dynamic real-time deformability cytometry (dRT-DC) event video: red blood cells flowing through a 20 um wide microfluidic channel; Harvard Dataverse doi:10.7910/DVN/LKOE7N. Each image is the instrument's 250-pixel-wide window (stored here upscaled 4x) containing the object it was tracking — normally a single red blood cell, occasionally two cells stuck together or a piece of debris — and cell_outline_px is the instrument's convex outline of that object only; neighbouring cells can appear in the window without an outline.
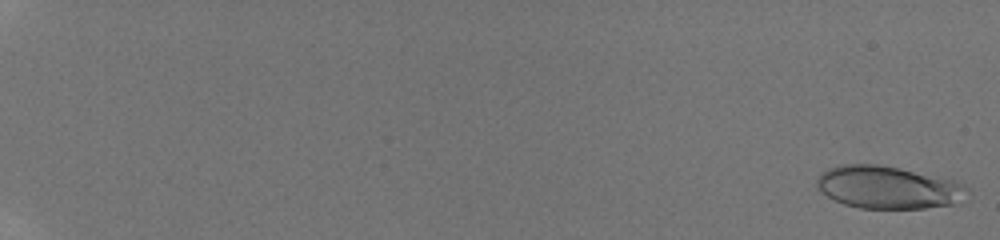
{"species": "human", "species_latin": "Homo sapiens", "temperature_condition": "room temperature", "stored_images_in_passage": 35, "camera_frame_rate_fps": 3000, "um_per_image_px": 0.085, "donor": {"sex": "male"}, "frame": {"image": 1, "passage_image": 1, "time_ms": 0.0, "image_size_px": [1000, 240], "cell_outline_px": [[968, 188], [952, 204], [924, 208], [860, 208], [844, 204], [828, 196], [816, 184], [816, 176], [820, 172], [836, 164], [880, 164], [900, 168], [956, 180], [964, 184]], "centroid_in_image_um": [75.41, 15.89], "position_along_channel_um": 9.6, "area_um2": 37.05}}
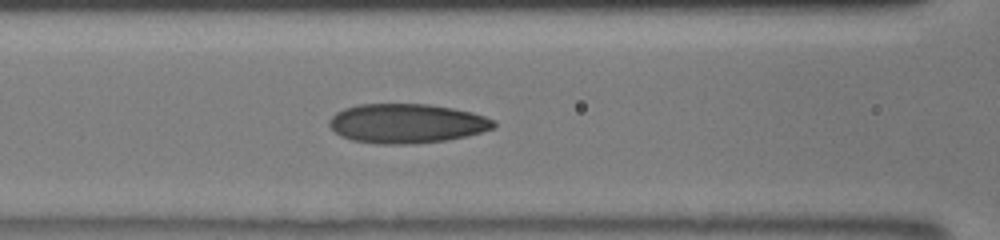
{"frame": {"image": 2, "passage_image": 19, "time_ms": 8.667, "image_size_px": [1000, 240], "cell_outline_px": [[496, 128], [468, 136], [444, 140], [412, 144], [376, 144], [352, 140], [340, 136], [328, 124], [328, 120], [336, 112], [344, 108], [360, 104], [428, 104], [452, 108], [472, 112], [496, 120]], "centroid_in_image_um": [34.58, 10.49], "position_along_channel_um": 132.0, "area_um2": 37.97}}
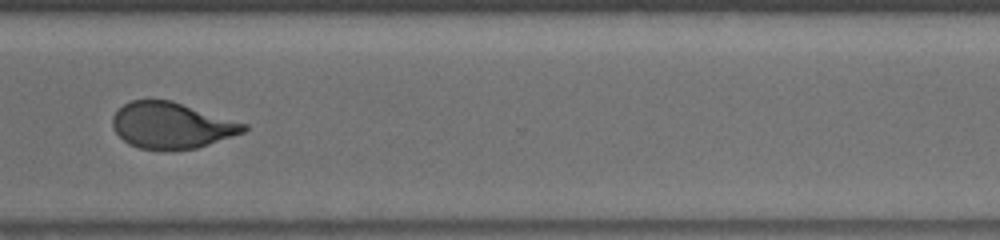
{"frame": {"image": 3, "passage_image": 34, "time_ms": 14.0, "image_size_px": [1000, 240], "cell_outline_px": [[248, 128], [244, 132], [196, 148], [172, 152], [168, 152], [140, 148], [128, 144], [112, 128], [112, 116], [124, 104], [132, 100], [172, 100], [248, 124]], "centroid_in_image_um": [14.58, 10.68], "position_along_channel_um": 356.0, "area_um2": 35.6}}